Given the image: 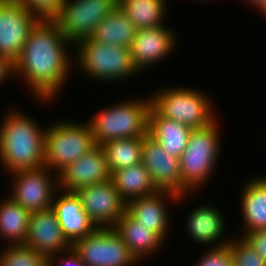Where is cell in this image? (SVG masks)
<instances>
[{
  "label": "cell",
  "mask_w": 266,
  "mask_h": 266,
  "mask_svg": "<svg viewBox=\"0 0 266 266\" xmlns=\"http://www.w3.org/2000/svg\"><path fill=\"white\" fill-rule=\"evenodd\" d=\"M141 163L159 191L181 196L180 158L166 152L148 134L143 137Z\"/></svg>",
  "instance_id": "obj_14"
},
{
  "label": "cell",
  "mask_w": 266,
  "mask_h": 266,
  "mask_svg": "<svg viewBox=\"0 0 266 266\" xmlns=\"http://www.w3.org/2000/svg\"><path fill=\"white\" fill-rule=\"evenodd\" d=\"M72 249L87 266H135L138 263L113 228H97L75 241Z\"/></svg>",
  "instance_id": "obj_9"
},
{
  "label": "cell",
  "mask_w": 266,
  "mask_h": 266,
  "mask_svg": "<svg viewBox=\"0 0 266 266\" xmlns=\"http://www.w3.org/2000/svg\"><path fill=\"white\" fill-rule=\"evenodd\" d=\"M118 7V0H64L53 19L73 46L90 38L98 24Z\"/></svg>",
  "instance_id": "obj_8"
},
{
  "label": "cell",
  "mask_w": 266,
  "mask_h": 266,
  "mask_svg": "<svg viewBox=\"0 0 266 266\" xmlns=\"http://www.w3.org/2000/svg\"><path fill=\"white\" fill-rule=\"evenodd\" d=\"M142 146L143 138L117 139L101 145L110 172L141 163Z\"/></svg>",
  "instance_id": "obj_27"
},
{
  "label": "cell",
  "mask_w": 266,
  "mask_h": 266,
  "mask_svg": "<svg viewBox=\"0 0 266 266\" xmlns=\"http://www.w3.org/2000/svg\"><path fill=\"white\" fill-rule=\"evenodd\" d=\"M96 146L90 124L61 120L46 127L44 166L57 175Z\"/></svg>",
  "instance_id": "obj_6"
},
{
  "label": "cell",
  "mask_w": 266,
  "mask_h": 266,
  "mask_svg": "<svg viewBox=\"0 0 266 266\" xmlns=\"http://www.w3.org/2000/svg\"><path fill=\"white\" fill-rule=\"evenodd\" d=\"M13 76V65L0 56V84Z\"/></svg>",
  "instance_id": "obj_34"
},
{
  "label": "cell",
  "mask_w": 266,
  "mask_h": 266,
  "mask_svg": "<svg viewBox=\"0 0 266 266\" xmlns=\"http://www.w3.org/2000/svg\"><path fill=\"white\" fill-rule=\"evenodd\" d=\"M31 212L9 196L0 203V235L8 245H24L28 235ZM11 242V243H10Z\"/></svg>",
  "instance_id": "obj_25"
},
{
  "label": "cell",
  "mask_w": 266,
  "mask_h": 266,
  "mask_svg": "<svg viewBox=\"0 0 266 266\" xmlns=\"http://www.w3.org/2000/svg\"><path fill=\"white\" fill-rule=\"evenodd\" d=\"M75 193L97 228H113L126 212L127 202L116 190L111 178L92 186L81 187Z\"/></svg>",
  "instance_id": "obj_12"
},
{
  "label": "cell",
  "mask_w": 266,
  "mask_h": 266,
  "mask_svg": "<svg viewBox=\"0 0 266 266\" xmlns=\"http://www.w3.org/2000/svg\"><path fill=\"white\" fill-rule=\"evenodd\" d=\"M166 0H118V7L137 30L165 25Z\"/></svg>",
  "instance_id": "obj_26"
},
{
  "label": "cell",
  "mask_w": 266,
  "mask_h": 266,
  "mask_svg": "<svg viewBox=\"0 0 266 266\" xmlns=\"http://www.w3.org/2000/svg\"><path fill=\"white\" fill-rule=\"evenodd\" d=\"M199 259L194 266H233L231 248L228 244L207 248V251Z\"/></svg>",
  "instance_id": "obj_30"
},
{
  "label": "cell",
  "mask_w": 266,
  "mask_h": 266,
  "mask_svg": "<svg viewBox=\"0 0 266 266\" xmlns=\"http://www.w3.org/2000/svg\"><path fill=\"white\" fill-rule=\"evenodd\" d=\"M9 0H0V5L3 4V3H6L8 2Z\"/></svg>",
  "instance_id": "obj_36"
},
{
  "label": "cell",
  "mask_w": 266,
  "mask_h": 266,
  "mask_svg": "<svg viewBox=\"0 0 266 266\" xmlns=\"http://www.w3.org/2000/svg\"><path fill=\"white\" fill-rule=\"evenodd\" d=\"M136 31L127 15L117 7L98 24L90 38L103 44L130 48Z\"/></svg>",
  "instance_id": "obj_24"
},
{
  "label": "cell",
  "mask_w": 266,
  "mask_h": 266,
  "mask_svg": "<svg viewBox=\"0 0 266 266\" xmlns=\"http://www.w3.org/2000/svg\"><path fill=\"white\" fill-rule=\"evenodd\" d=\"M41 18H53L64 0H15Z\"/></svg>",
  "instance_id": "obj_31"
},
{
  "label": "cell",
  "mask_w": 266,
  "mask_h": 266,
  "mask_svg": "<svg viewBox=\"0 0 266 266\" xmlns=\"http://www.w3.org/2000/svg\"><path fill=\"white\" fill-rule=\"evenodd\" d=\"M12 109H9L0 124L1 167L10 174L43 167L46 127H39L22 110Z\"/></svg>",
  "instance_id": "obj_2"
},
{
  "label": "cell",
  "mask_w": 266,
  "mask_h": 266,
  "mask_svg": "<svg viewBox=\"0 0 266 266\" xmlns=\"http://www.w3.org/2000/svg\"><path fill=\"white\" fill-rule=\"evenodd\" d=\"M73 47L74 65L95 81L111 83L139 74L129 47L103 44L91 38L78 41Z\"/></svg>",
  "instance_id": "obj_5"
},
{
  "label": "cell",
  "mask_w": 266,
  "mask_h": 266,
  "mask_svg": "<svg viewBox=\"0 0 266 266\" xmlns=\"http://www.w3.org/2000/svg\"><path fill=\"white\" fill-rule=\"evenodd\" d=\"M241 237L254 248L260 258L266 263V229L243 232Z\"/></svg>",
  "instance_id": "obj_32"
},
{
  "label": "cell",
  "mask_w": 266,
  "mask_h": 266,
  "mask_svg": "<svg viewBox=\"0 0 266 266\" xmlns=\"http://www.w3.org/2000/svg\"><path fill=\"white\" fill-rule=\"evenodd\" d=\"M150 96L148 99H129L108 106L92 116L90 124L95 143H104L125 138H143L148 134Z\"/></svg>",
  "instance_id": "obj_3"
},
{
  "label": "cell",
  "mask_w": 266,
  "mask_h": 266,
  "mask_svg": "<svg viewBox=\"0 0 266 266\" xmlns=\"http://www.w3.org/2000/svg\"><path fill=\"white\" fill-rule=\"evenodd\" d=\"M110 178L111 172L105 151L96 145L58 174V186L59 189L75 192L81 187L105 182Z\"/></svg>",
  "instance_id": "obj_15"
},
{
  "label": "cell",
  "mask_w": 266,
  "mask_h": 266,
  "mask_svg": "<svg viewBox=\"0 0 266 266\" xmlns=\"http://www.w3.org/2000/svg\"><path fill=\"white\" fill-rule=\"evenodd\" d=\"M24 245L45 255L48 259L72 249V244L64 236L51 207L31 213Z\"/></svg>",
  "instance_id": "obj_13"
},
{
  "label": "cell",
  "mask_w": 266,
  "mask_h": 266,
  "mask_svg": "<svg viewBox=\"0 0 266 266\" xmlns=\"http://www.w3.org/2000/svg\"><path fill=\"white\" fill-rule=\"evenodd\" d=\"M175 35L166 25L137 30L130 47L136 69L140 72L165 60L171 52L175 51L173 49L178 41Z\"/></svg>",
  "instance_id": "obj_16"
},
{
  "label": "cell",
  "mask_w": 266,
  "mask_h": 266,
  "mask_svg": "<svg viewBox=\"0 0 266 266\" xmlns=\"http://www.w3.org/2000/svg\"><path fill=\"white\" fill-rule=\"evenodd\" d=\"M244 186L240 198L243 232L266 229V179L255 176Z\"/></svg>",
  "instance_id": "obj_22"
},
{
  "label": "cell",
  "mask_w": 266,
  "mask_h": 266,
  "mask_svg": "<svg viewBox=\"0 0 266 266\" xmlns=\"http://www.w3.org/2000/svg\"><path fill=\"white\" fill-rule=\"evenodd\" d=\"M248 1V4H251L252 7L259 9L263 14H266V0H245Z\"/></svg>",
  "instance_id": "obj_35"
},
{
  "label": "cell",
  "mask_w": 266,
  "mask_h": 266,
  "mask_svg": "<svg viewBox=\"0 0 266 266\" xmlns=\"http://www.w3.org/2000/svg\"><path fill=\"white\" fill-rule=\"evenodd\" d=\"M175 87V88H174ZM161 89L150 95L151 107L162 117L179 121L192 129H201L217 121L212 101L201 90L182 88Z\"/></svg>",
  "instance_id": "obj_7"
},
{
  "label": "cell",
  "mask_w": 266,
  "mask_h": 266,
  "mask_svg": "<svg viewBox=\"0 0 266 266\" xmlns=\"http://www.w3.org/2000/svg\"><path fill=\"white\" fill-rule=\"evenodd\" d=\"M217 124L215 121L208 127L191 131L180 157L181 195L188 196L198 191L215 171L221 148L220 128Z\"/></svg>",
  "instance_id": "obj_4"
},
{
  "label": "cell",
  "mask_w": 266,
  "mask_h": 266,
  "mask_svg": "<svg viewBox=\"0 0 266 266\" xmlns=\"http://www.w3.org/2000/svg\"><path fill=\"white\" fill-rule=\"evenodd\" d=\"M48 167L11 173L13 177L9 197L31 213L52 206L55 193L59 189L58 175Z\"/></svg>",
  "instance_id": "obj_10"
},
{
  "label": "cell",
  "mask_w": 266,
  "mask_h": 266,
  "mask_svg": "<svg viewBox=\"0 0 266 266\" xmlns=\"http://www.w3.org/2000/svg\"><path fill=\"white\" fill-rule=\"evenodd\" d=\"M193 129L160 116L152 107L149 111L148 135L169 154L180 158Z\"/></svg>",
  "instance_id": "obj_21"
},
{
  "label": "cell",
  "mask_w": 266,
  "mask_h": 266,
  "mask_svg": "<svg viewBox=\"0 0 266 266\" xmlns=\"http://www.w3.org/2000/svg\"><path fill=\"white\" fill-rule=\"evenodd\" d=\"M69 46L73 47L57 22L53 18H41L13 64V76L23 78L38 100H53L67 83L69 71L74 69V56L68 54Z\"/></svg>",
  "instance_id": "obj_1"
},
{
  "label": "cell",
  "mask_w": 266,
  "mask_h": 266,
  "mask_svg": "<svg viewBox=\"0 0 266 266\" xmlns=\"http://www.w3.org/2000/svg\"><path fill=\"white\" fill-rule=\"evenodd\" d=\"M186 219V230L188 236L196 243L209 245L212 247H221L229 244V239L222 238L225 231V218L219 208L214 206L201 205L192 209ZM224 239V240H223Z\"/></svg>",
  "instance_id": "obj_19"
},
{
  "label": "cell",
  "mask_w": 266,
  "mask_h": 266,
  "mask_svg": "<svg viewBox=\"0 0 266 266\" xmlns=\"http://www.w3.org/2000/svg\"><path fill=\"white\" fill-rule=\"evenodd\" d=\"M59 255L57 254L49 258V266H87L73 249L64 252V256L61 254L60 258H58Z\"/></svg>",
  "instance_id": "obj_33"
},
{
  "label": "cell",
  "mask_w": 266,
  "mask_h": 266,
  "mask_svg": "<svg viewBox=\"0 0 266 266\" xmlns=\"http://www.w3.org/2000/svg\"><path fill=\"white\" fill-rule=\"evenodd\" d=\"M231 239L228 245L231 248L233 266H266L264 260L242 237Z\"/></svg>",
  "instance_id": "obj_29"
},
{
  "label": "cell",
  "mask_w": 266,
  "mask_h": 266,
  "mask_svg": "<svg viewBox=\"0 0 266 266\" xmlns=\"http://www.w3.org/2000/svg\"><path fill=\"white\" fill-rule=\"evenodd\" d=\"M113 229L128 246L131 255L139 263L143 258L158 252L165 241L148 227L136 221L127 211L117 220Z\"/></svg>",
  "instance_id": "obj_20"
},
{
  "label": "cell",
  "mask_w": 266,
  "mask_h": 266,
  "mask_svg": "<svg viewBox=\"0 0 266 266\" xmlns=\"http://www.w3.org/2000/svg\"><path fill=\"white\" fill-rule=\"evenodd\" d=\"M7 246L0 251V266H49V259L34 249L25 245Z\"/></svg>",
  "instance_id": "obj_28"
},
{
  "label": "cell",
  "mask_w": 266,
  "mask_h": 266,
  "mask_svg": "<svg viewBox=\"0 0 266 266\" xmlns=\"http://www.w3.org/2000/svg\"><path fill=\"white\" fill-rule=\"evenodd\" d=\"M59 191L62 194L59 196V193H55L51 208L57 216L64 236L73 244L93 233L97 226L84 211L81 200L75 192L58 189Z\"/></svg>",
  "instance_id": "obj_18"
},
{
  "label": "cell",
  "mask_w": 266,
  "mask_h": 266,
  "mask_svg": "<svg viewBox=\"0 0 266 266\" xmlns=\"http://www.w3.org/2000/svg\"><path fill=\"white\" fill-rule=\"evenodd\" d=\"M41 17L9 0L0 5V56L12 65L18 60L30 31Z\"/></svg>",
  "instance_id": "obj_11"
},
{
  "label": "cell",
  "mask_w": 266,
  "mask_h": 266,
  "mask_svg": "<svg viewBox=\"0 0 266 266\" xmlns=\"http://www.w3.org/2000/svg\"><path fill=\"white\" fill-rule=\"evenodd\" d=\"M180 202L185 195L178 196L169 191H158L152 195L138 197L127 202L126 211L140 224L157 233L163 240L168 236L170 219L165 200ZM181 199V200H180ZM169 221V222H168ZM167 234V235H166Z\"/></svg>",
  "instance_id": "obj_17"
},
{
  "label": "cell",
  "mask_w": 266,
  "mask_h": 266,
  "mask_svg": "<svg viewBox=\"0 0 266 266\" xmlns=\"http://www.w3.org/2000/svg\"><path fill=\"white\" fill-rule=\"evenodd\" d=\"M111 179L116 190L126 202L159 191L142 163L113 171Z\"/></svg>",
  "instance_id": "obj_23"
}]
</instances>
